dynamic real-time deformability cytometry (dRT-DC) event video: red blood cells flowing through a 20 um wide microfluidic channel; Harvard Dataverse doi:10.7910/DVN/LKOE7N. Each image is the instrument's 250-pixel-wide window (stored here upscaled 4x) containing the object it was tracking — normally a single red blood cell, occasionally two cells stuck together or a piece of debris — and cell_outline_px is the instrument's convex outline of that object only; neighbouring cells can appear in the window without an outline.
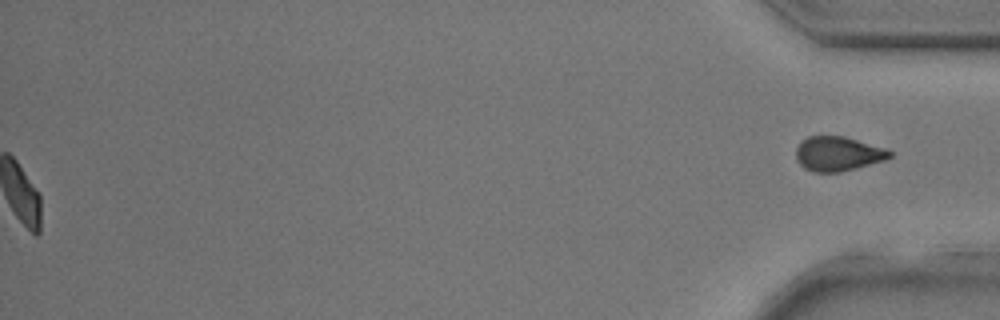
{"species": "common noctule bat (a hibernating species)", "species_latin": "Nyctalus noctula", "temperature_condition": "room temperature", "stored_images_in_passage": 39, "segment_of_instrument_passage": [2, 2], "camera_frame_rate_fps": 3000, "um_per_image_px": 0.085, "animal": {"sex": "male", "body_mass_g": 17.9, "forearm_length_mm": 54.2}, "frame": {"image": 1, "passage_image": 39, "time_ms": 12.667, "image_size_px": [1000, 320], "cell_outline_px": [[892, 156], [884, 160], [840, 172], [812, 172], [804, 168], [796, 160], [796, 148], [800, 140], [808, 136], [844, 136], [884, 148], [892, 152]], "centroid_in_image_um": [71.17, 13.06], "position_along_channel_um": 364.0, "area_um2": 18.79}}